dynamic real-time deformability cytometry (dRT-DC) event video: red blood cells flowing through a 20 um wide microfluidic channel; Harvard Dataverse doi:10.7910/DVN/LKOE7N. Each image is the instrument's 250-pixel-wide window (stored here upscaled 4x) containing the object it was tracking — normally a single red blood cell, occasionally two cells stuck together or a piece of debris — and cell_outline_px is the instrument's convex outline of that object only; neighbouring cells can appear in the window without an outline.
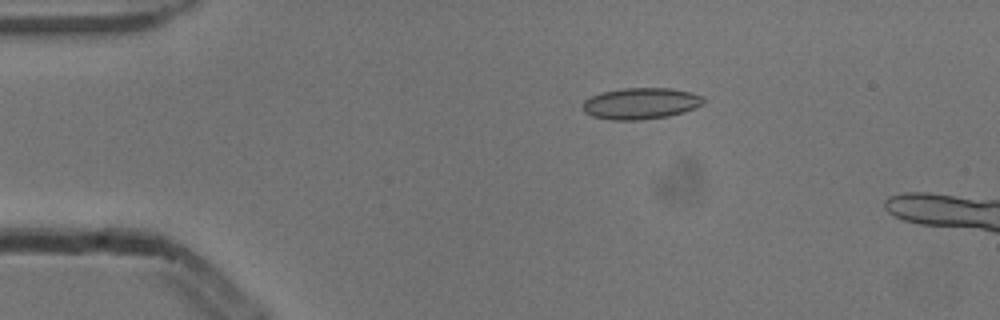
{"species": "common noctule bat (a hibernating species)", "species_latin": "Nyctalus noctula", "temperature_condition": "cold", "stored_images_in_passage": 5, "camera_frame_rate_fps": 3000, "um_per_image_px": 0.085, "animal": {"sex": "male", "body_mass_g": 13.3}, "frame": {"image": 1, "passage_image": 2, "time_ms": 0.333, "image_size_px": [1000, 320], "cell_outline_px": [[704, 104], [696, 108], [684, 112], [668, 116], [640, 120], [612, 120], [592, 116], [584, 112], [584, 100], [600, 92], [624, 88], [668, 88], [692, 92], [704, 96]], "centroid_in_image_um": [54.5, 8.79], "position_along_channel_um": 30.5, "area_um2": 22.2}}
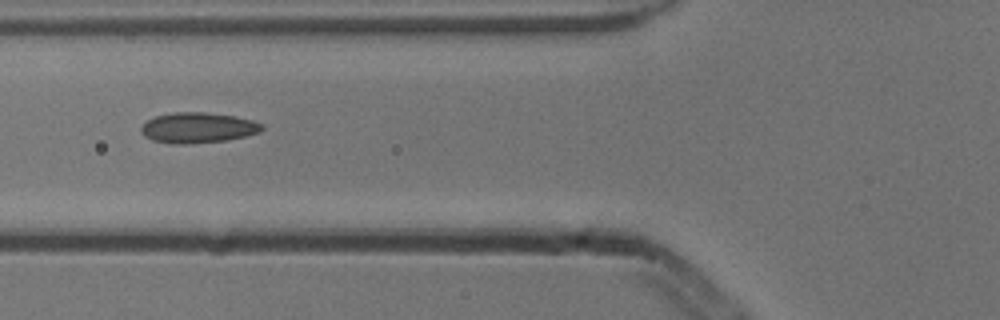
{"frame": {"image": 2, "passage_image": 5, "time_ms": 1.333, "image_size_px": [1000, 320], "cell_outline_px": [[264, 128], [260, 132], [244, 136], [224, 140], [184, 144], [152, 140], [144, 136], [140, 132], [140, 128], [148, 120], [156, 116], [172, 112], [204, 112], [236, 116], [252, 120], [264, 124]], "centroid_in_image_um": [16.83, 10.84], "position_along_channel_um": 109.0, "area_um2": 21.27}}